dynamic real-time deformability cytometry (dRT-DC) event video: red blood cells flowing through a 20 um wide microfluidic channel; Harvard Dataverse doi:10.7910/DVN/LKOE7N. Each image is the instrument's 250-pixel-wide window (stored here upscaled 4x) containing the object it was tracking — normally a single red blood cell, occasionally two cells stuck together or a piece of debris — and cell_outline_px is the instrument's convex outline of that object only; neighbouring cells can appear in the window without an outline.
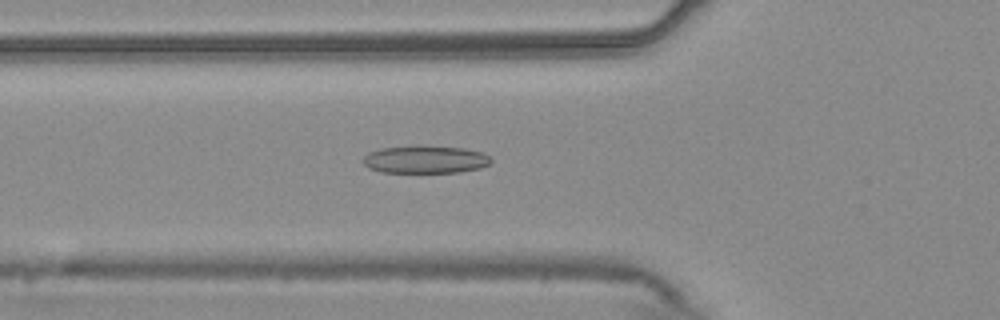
{"species": "common noctule bat (a hibernating species)", "species_latin": "Nyctalus noctula", "temperature_condition": "warm", "stored_images_in_passage": 49, "camera_frame_rate_fps": 3000, "um_per_image_px": 0.085, "animal": {"sex": "male", "body_mass_g": 20.4}, "frame": {"image": 1, "passage_image": 14, "time_ms": 4.333, "image_size_px": [1000, 320], "cell_outline_px": [[492, 160], [488, 164], [480, 168], [460, 172], [380, 172], [368, 168], [364, 164], [364, 156], [368, 152], [380, 148], [420, 144], [464, 148], [484, 152]], "centroid_in_image_um": [36.14, 13.53], "position_along_channel_um": 89.7, "area_um2": 21.04}}
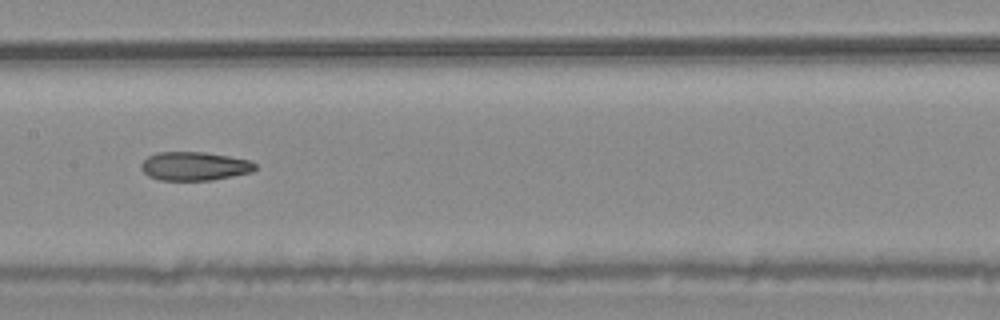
{"frame": {"image": 2, "passage_image": 22, "time_ms": 7.0, "image_size_px": [1000, 320], "cell_outline_px": [[256, 168], [252, 172], [212, 180], [160, 180], [148, 176], [140, 168], [140, 164], [148, 156], [156, 152], [204, 152], [228, 156], [248, 160], [256, 164]], "centroid_in_image_um": [16.5, 14.12], "position_along_channel_um": 190.9, "area_um2": 19.02}}
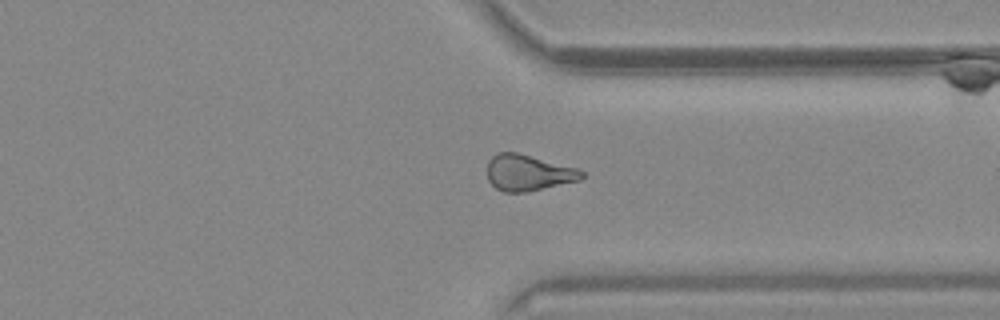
{"frame": {"image": 3, "passage_image": 36, "time_ms": 11.667, "image_size_px": [1000, 320], "cell_outline_px": [[584, 176], [580, 180], [528, 192], [504, 192], [496, 188], [488, 180], [488, 160], [492, 156], [500, 152], [516, 152], [576, 168], [584, 172]], "centroid_in_image_um": [44.89, 14.69], "position_along_channel_um": 366.5, "area_um2": 19.71}, "authors_computed_cell_mechanics": {"area_um2": 20.1144, "velocity_mm_per_s": 3.7639, "shape_relaxation_time_tau1_ms": null, "shape_relaxation_time_tau2_ms": 6.8077, "deformation_change_tau1": null, "deformation_change_tau2": 0.1662}}